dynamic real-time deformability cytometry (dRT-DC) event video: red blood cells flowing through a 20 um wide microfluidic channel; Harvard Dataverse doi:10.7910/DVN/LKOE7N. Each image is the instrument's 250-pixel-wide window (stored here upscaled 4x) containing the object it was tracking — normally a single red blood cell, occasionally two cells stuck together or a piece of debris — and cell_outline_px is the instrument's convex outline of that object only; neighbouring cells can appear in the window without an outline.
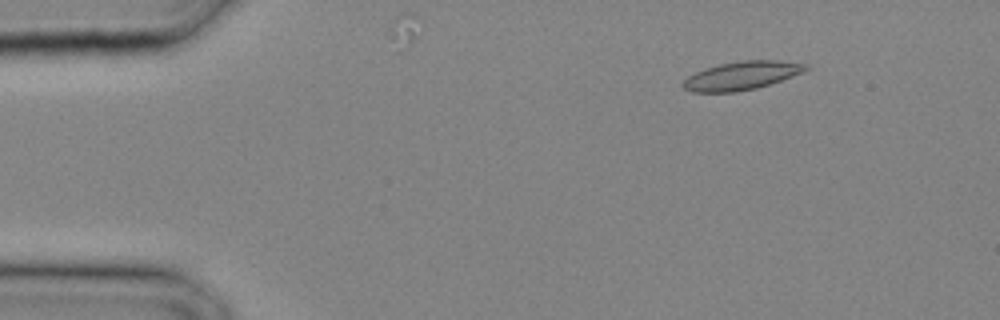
{"species": "common noctule bat (a hibernating species)", "species_latin": "Nyctalus noctula", "temperature_condition": "cold", "stored_images_in_passage": 15, "camera_frame_rate_fps": 3000, "um_per_image_px": 0.085, "animal": {"sex": "male", "body_mass_g": 20.4}, "frame": {"image": 1, "passage_image": 4, "time_ms": 1.0, "image_size_px": [1000, 320], "cell_outline_px": [[808, 68], [804, 72], [756, 88], [736, 92], [692, 92], [684, 88], [680, 84], [688, 76], [704, 68], [720, 64], [744, 60], [776, 60], [808, 64]], "centroid_in_image_um": [63.01, 6.43], "position_along_channel_um": 22.0, "area_um2": 20.17}}
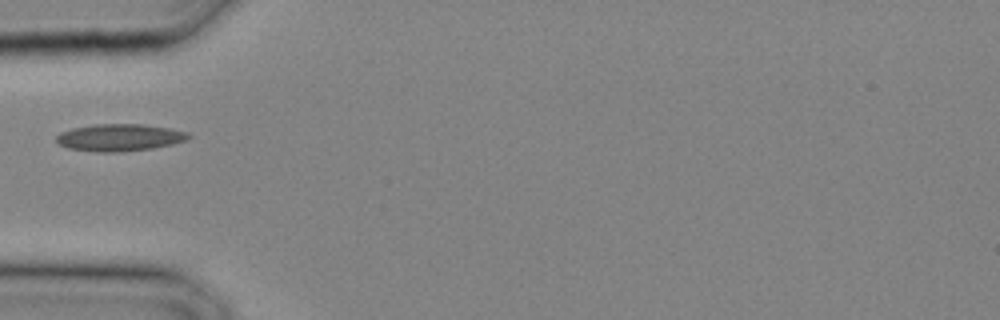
{"frame": {"image": 2, "passage_image": 10, "time_ms": 3.0, "image_size_px": [1000, 320], "cell_outline_px": [[192, 136], [188, 140], [172, 144], [152, 148], [120, 152], [96, 152], [68, 148], [60, 144], [56, 140], [56, 136], [60, 132], [72, 128], [96, 124], [144, 124], [168, 128], [188, 132]], "centroid_in_image_um": [10.18, 11.69], "position_along_channel_um": 74.8, "area_um2": 20.92}}
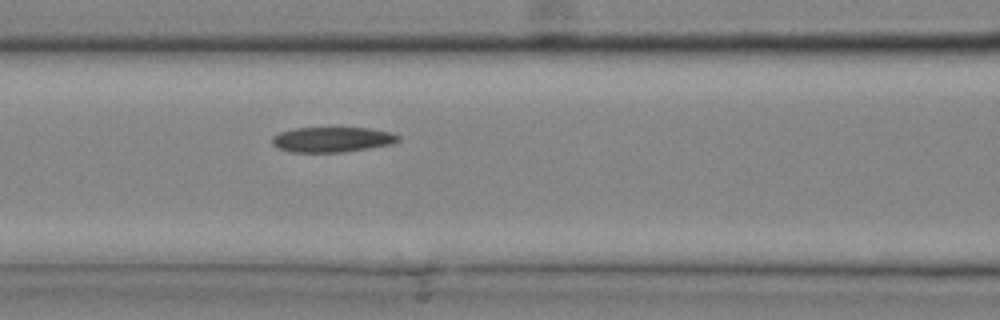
{"frame": {"image": 3, "passage_image": 13, "time_ms": 4.0, "image_size_px": [1000, 320], "cell_outline_px": [[400, 140], [388, 144], [368, 148], [344, 152], [288, 152], [276, 148], [272, 144], [272, 136], [280, 132], [296, 128], [368, 128], [388, 132], [400, 136]], "centroid_in_image_um": [28.16, 11.87], "position_along_channel_um": 138.4, "area_um2": 18.38}}